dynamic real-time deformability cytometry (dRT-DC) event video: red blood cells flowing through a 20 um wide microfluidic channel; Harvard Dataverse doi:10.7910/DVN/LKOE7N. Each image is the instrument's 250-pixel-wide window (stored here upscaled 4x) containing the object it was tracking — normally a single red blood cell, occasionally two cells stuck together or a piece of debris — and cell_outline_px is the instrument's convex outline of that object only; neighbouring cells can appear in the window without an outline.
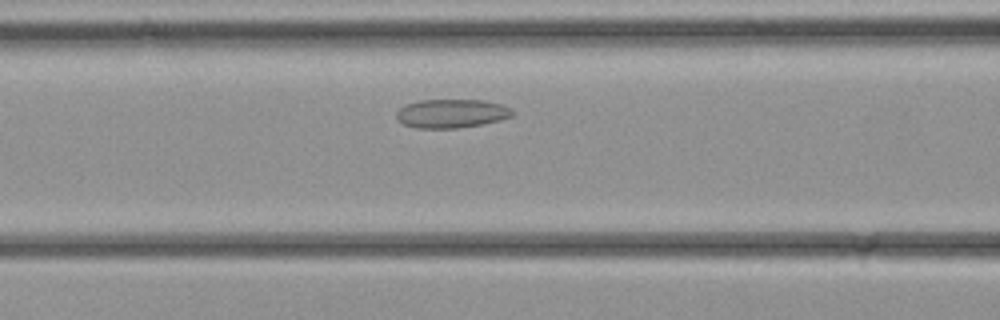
{"species": "common noctule bat (a hibernating species)", "species_latin": "Nyctalus noctula", "temperature_condition": "cold", "stored_images_in_passage": 28, "camera_frame_rate_fps": 3000, "um_per_image_px": 0.085, "animal": {"sex": "female", "body_mass_g": 21.9}, "frame": {"image": 1, "passage_image": 8, "time_ms": 2.333, "image_size_px": [1000, 320], "cell_outline_px": [[516, 112], [512, 116], [500, 120], [480, 124], [456, 128], [416, 128], [404, 124], [396, 120], [396, 112], [404, 104], [420, 100], [484, 100], [504, 104], [512, 108]], "centroid_in_image_um": [38.39, 9.63], "position_along_channel_um": 128.2, "area_um2": 19.65}}
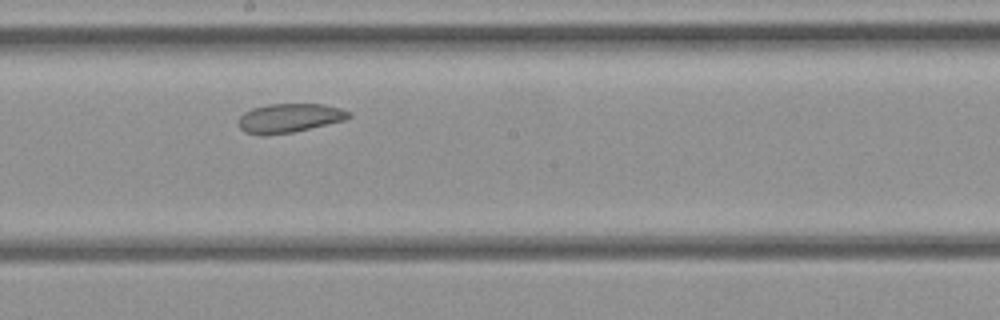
{"frame": {"image": 2, "passage_image": 13, "time_ms": 4.0, "image_size_px": [1000, 320], "cell_outline_px": [[352, 116], [344, 120], [292, 132], [244, 132], [240, 128], [240, 116], [244, 112], [252, 108], [268, 104], [324, 104], [340, 108], [348, 112]], "centroid_in_image_um": [24.64, 9.98], "position_along_channel_um": 223.6, "area_um2": 17.8}}
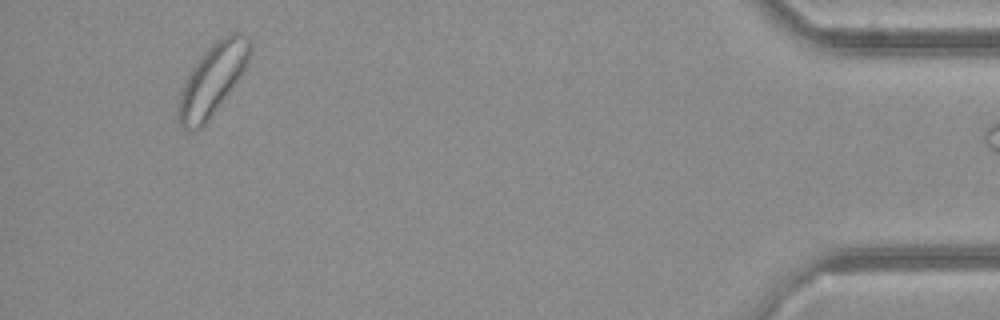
{"frame": {"image": 3, "passage_image": 27, "time_ms": 8.667, "image_size_px": [1000, 320], "cell_outline_px": [[252, 52], [240, 76], [208, 120], [196, 132], [184, 132], [180, 128], [176, 120], [176, 112], [180, 92], [188, 72], [204, 52], [220, 36], [232, 32], [240, 32], [248, 36], [252, 40]], "centroid_in_image_um": [18.02, 6.78], "position_along_channel_um": 417.2, "area_um2": 30.11}}